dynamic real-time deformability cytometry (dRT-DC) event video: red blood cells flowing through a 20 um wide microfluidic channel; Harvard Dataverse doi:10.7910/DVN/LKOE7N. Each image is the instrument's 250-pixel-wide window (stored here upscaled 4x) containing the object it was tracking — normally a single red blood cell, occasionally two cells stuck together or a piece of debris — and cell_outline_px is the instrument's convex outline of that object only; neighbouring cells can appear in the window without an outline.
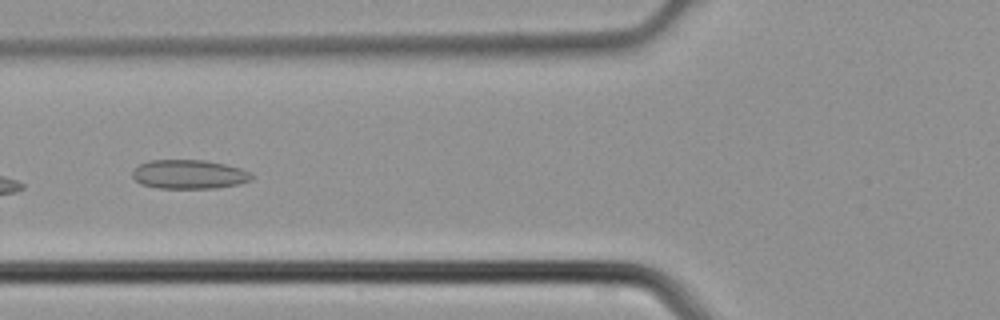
{"species": "common noctule bat (a hibernating species)", "species_latin": "Nyctalus noctula", "temperature_condition": "cold", "stored_images_in_passage": 6, "camera_frame_rate_fps": 3000, "um_per_image_px": 0.085, "animal": {"sex": "male", "body_mass_g": 21.5, "forearm_length_mm": 52.0}, "frame": {"image": 1, "passage_image": 5, "time_ms": 1.333, "image_size_px": [1000, 320], "cell_outline_px": [[252, 180], [240, 184], [216, 188], [156, 188], [140, 184], [132, 176], [132, 172], [140, 164], [148, 160], [204, 160], [224, 164], [240, 168], [248, 172], [252, 176]], "centroid_in_image_um": [16.06, 14.82], "position_along_channel_um": 109.7, "area_um2": 20.17}}
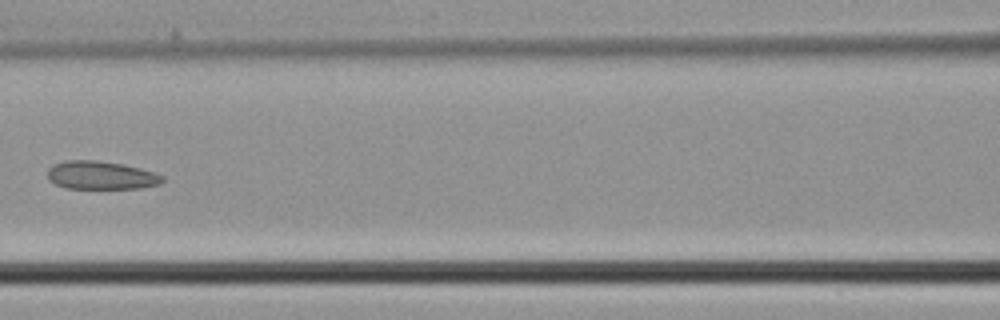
{"frame": {"image": 2, "passage_image": 6, "time_ms": 1.667, "image_size_px": [1000, 320], "cell_outline_px": [[164, 180], [160, 184], [140, 188], [64, 188], [48, 180], [48, 168], [52, 164], [64, 160], [96, 160], [124, 164], [140, 168], [164, 176]], "centroid_in_image_um": [8.56, 14.89], "position_along_channel_um": 158.0, "area_um2": 19.02}}